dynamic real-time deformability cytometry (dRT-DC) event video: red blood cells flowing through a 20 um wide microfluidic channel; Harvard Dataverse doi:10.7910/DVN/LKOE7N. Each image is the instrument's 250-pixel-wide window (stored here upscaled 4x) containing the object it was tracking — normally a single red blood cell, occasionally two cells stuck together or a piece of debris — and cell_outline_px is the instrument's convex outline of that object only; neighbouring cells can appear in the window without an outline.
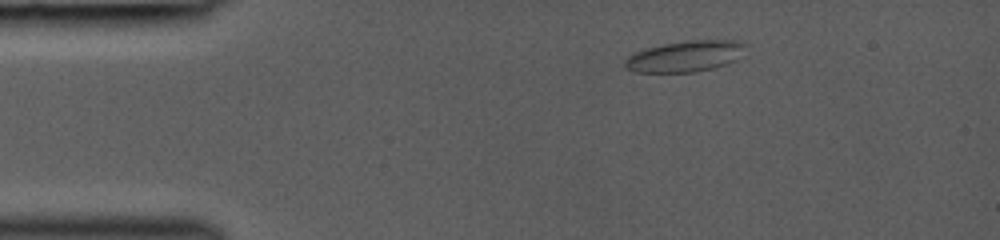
{"species": "common noctule bat (a hibernating species)", "species_latin": "Nyctalus noctula", "temperature_condition": "room temperature", "stored_images_in_passage": 32, "camera_frame_rate_fps": 3000, "um_per_image_px": 0.085, "animal": {"sex": "female", "body_mass_g": 19.0, "forearm_length_mm": 53.3}, "frame": {"image": 1, "passage_image": 1, "time_ms": 0.0, "image_size_px": [1000, 240], "cell_outline_px": [[752, 44], [736, 60], [728, 64], [716, 68], [692, 72], [636, 72], [624, 68], [624, 60], [628, 56], [636, 52], [660, 44], [684, 40], [740, 40]], "centroid_in_image_um": [58.33, 4.77], "position_along_channel_um": 26.7, "area_um2": 22.43}}
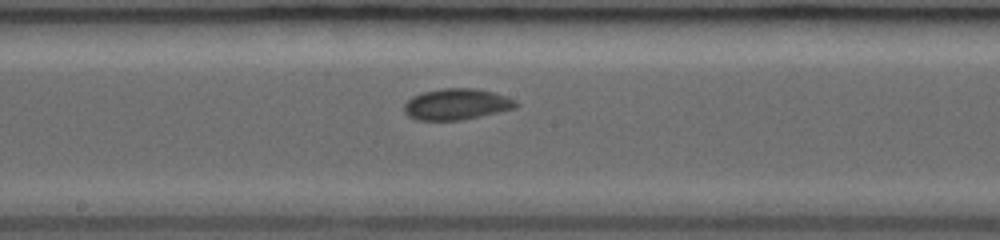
{"frame": {"image": 2, "passage_image": 15, "time_ms": 5.667, "image_size_px": [1000, 240], "cell_outline_px": [[520, 104], [516, 108], [480, 116], [460, 120], [416, 120], [408, 116], [404, 112], [404, 104], [412, 96], [420, 92], [440, 88], [476, 88], [508, 96], [516, 100]], "centroid_in_image_um": [38.81, 8.85], "position_along_channel_um": 209.4, "area_um2": 20.52}}
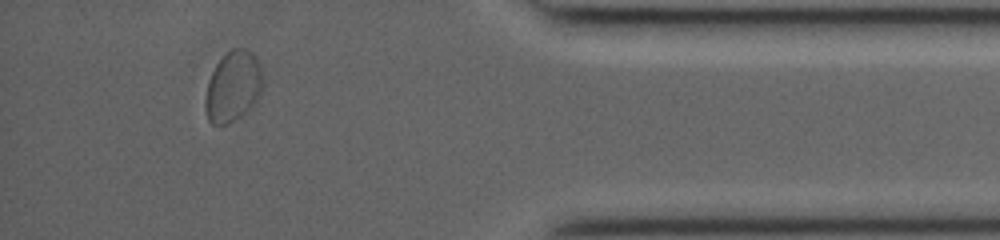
{"frame": {"image": 3, "passage_image": 28, "time_ms": 11.0, "image_size_px": [1000, 240], "cell_outline_px": [[264, 80], [260, 96], [256, 104], [252, 108], [228, 124], [212, 124], [208, 120], [204, 104], [204, 100], [208, 80], [216, 64], [232, 48], [248, 48], [256, 56], [260, 64]], "centroid_in_image_um": [19.84, 7.35], "position_along_channel_um": 415.4, "area_um2": 24.1}}